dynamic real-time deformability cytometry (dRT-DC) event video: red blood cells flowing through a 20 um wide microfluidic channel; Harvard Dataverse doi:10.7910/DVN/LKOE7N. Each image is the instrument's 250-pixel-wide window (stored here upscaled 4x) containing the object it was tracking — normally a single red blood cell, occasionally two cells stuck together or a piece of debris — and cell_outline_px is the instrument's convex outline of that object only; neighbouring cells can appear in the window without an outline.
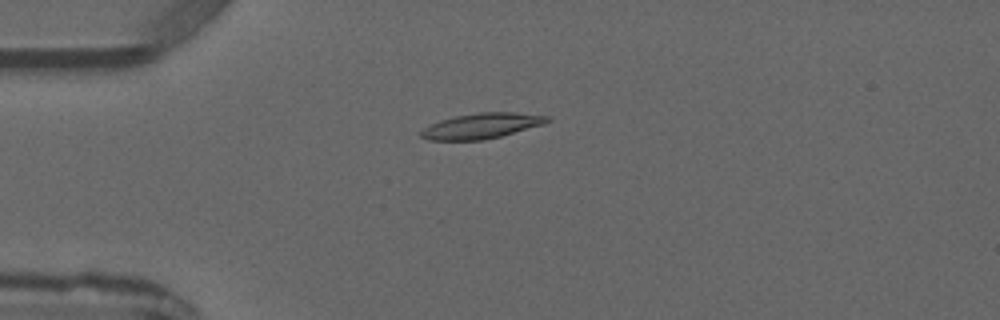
{"species": "common noctule bat (a hibernating species)", "species_latin": "Nyctalus noctula", "temperature_condition": "warm", "stored_images_in_passage": 5, "camera_frame_rate_fps": 3000, "um_per_image_px": 0.085, "animal": {"sex": "male", "forearm_length_mm": 52.5}, "frame": {"image": 1, "passage_image": 5, "time_ms": 4.667, "image_size_px": [1000, 320], "cell_outline_px": [[552, 120], [544, 124], [500, 136], [484, 140], [428, 140], [420, 136], [420, 132], [424, 128], [440, 120], [456, 116], [480, 112], [516, 112], [548, 116]], "centroid_in_image_um": [40.95, 10.7], "position_along_channel_um": 44.0, "area_um2": 18.55}}